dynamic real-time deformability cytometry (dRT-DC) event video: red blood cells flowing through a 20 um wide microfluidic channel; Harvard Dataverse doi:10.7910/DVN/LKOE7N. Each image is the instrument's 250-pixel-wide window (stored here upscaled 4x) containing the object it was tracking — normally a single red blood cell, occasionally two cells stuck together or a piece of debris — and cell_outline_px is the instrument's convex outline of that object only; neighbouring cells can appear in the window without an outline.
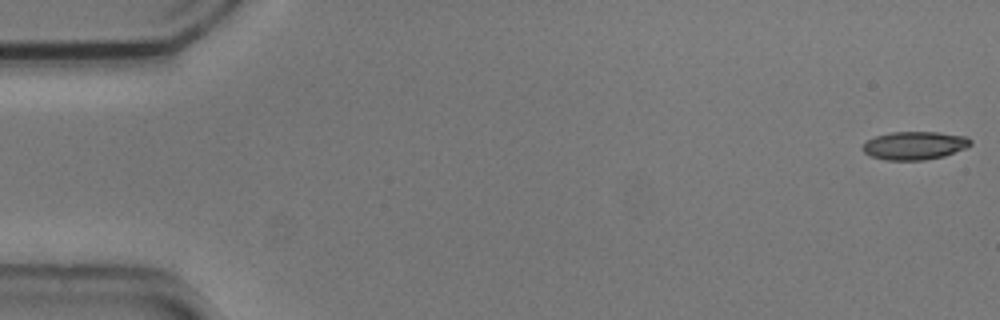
{"species": "common noctule bat (a hibernating species)", "species_latin": "Nyctalus noctula", "temperature_condition": "cold", "stored_images_in_passage": 5, "camera_frame_rate_fps": 3000, "um_per_image_px": 0.085, "animal": {"sex": "male", "body_mass_g": 20.5, "forearm_length_mm": 52.5}, "frame": {"image": 1, "passage_image": 1, "time_ms": 0.0, "image_size_px": [1000, 320], "cell_outline_px": [[972, 144], [968, 148], [944, 156], [924, 160], [884, 160], [872, 156], [864, 152], [860, 148], [868, 140], [876, 136], [892, 132], [940, 132], [964, 136], [972, 140]], "centroid_in_image_um": [77.77, 12.37], "position_along_channel_um": 7.2, "area_um2": 17.8}}
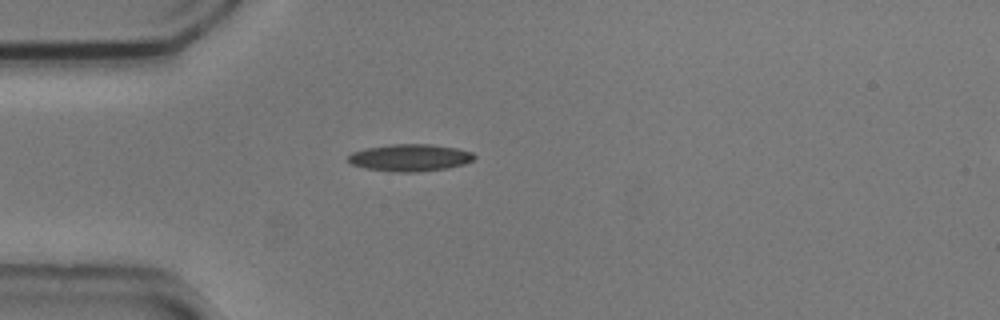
{"frame": {"image": 2, "passage_image": 5, "time_ms": 1.333, "image_size_px": [1000, 320], "cell_outline_px": [[476, 156], [472, 160], [464, 164], [448, 168], [416, 172], [396, 172], [364, 168], [352, 164], [348, 160], [348, 156], [352, 152], [364, 148], [392, 144], [432, 144], [456, 148], [472, 152]], "centroid_in_image_um": [34.84, 13.4], "position_along_channel_um": 50.2, "area_um2": 19.94}}